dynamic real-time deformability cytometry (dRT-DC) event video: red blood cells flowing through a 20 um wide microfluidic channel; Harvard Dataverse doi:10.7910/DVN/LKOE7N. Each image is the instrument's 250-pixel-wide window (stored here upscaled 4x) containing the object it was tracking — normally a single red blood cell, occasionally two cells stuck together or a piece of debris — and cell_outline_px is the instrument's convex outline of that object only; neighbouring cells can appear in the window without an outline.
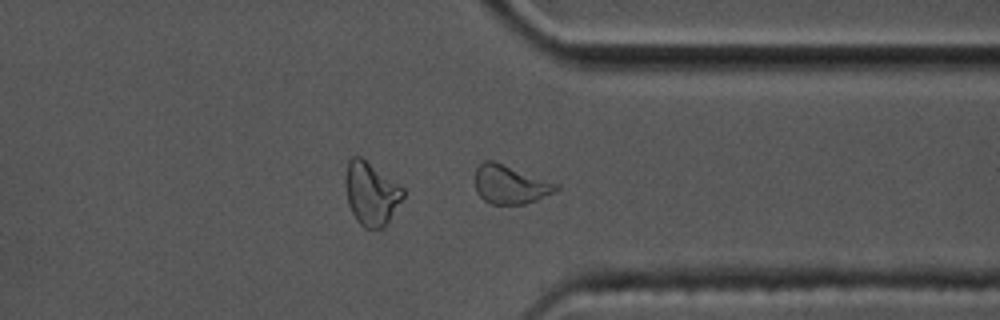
{"species": "common noctule bat (a hibernating species)", "species_latin": "Nyctalus noctula", "temperature_condition": "cold", "stored_images_in_passage": 55, "segment_of_instrument_passage": [2, 2], "camera_frame_rate_fps": 3000, "um_per_image_px": 0.085, "animal": {"sex": "male", "body_mass_g": 17.5, "forearm_length_mm": 52.3}, "frame": {"image": 1, "passage_image": 42, "time_ms": 13.667, "image_size_px": [1000, 320], "cell_outline_px": [[560, 188], [536, 200], [524, 204], [492, 204], [484, 200], [476, 192], [476, 168], [484, 160], [492, 160], [560, 184]], "centroid_in_image_um": [43.36, 15.68], "position_along_channel_um": 368.0, "area_um2": 18.09}}
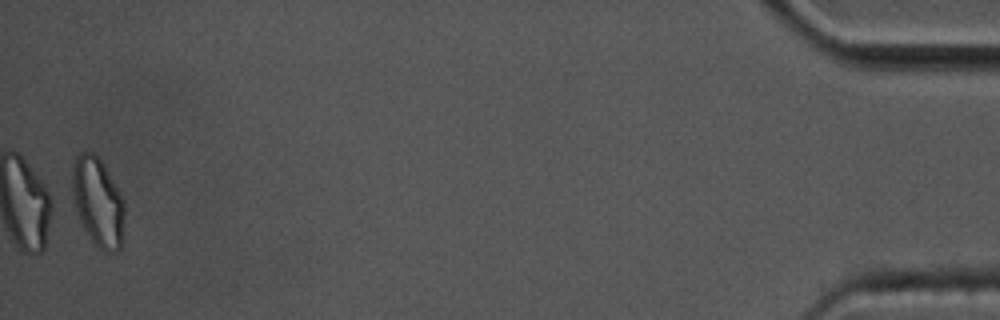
{"frame": {"image": 2, "passage_image": 55, "time_ms": 18.0, "image_size_px": [1000, 320], "cell_outline_px": [[124, 212], [120, 248], [116, 252], [104, 252], [92, 240], [80, 224], [68, 200], [72, 172], [76, 156], [84, 148], [92, 152], [104, 164], [124, 204]], "centroid_in_image_um": [8.21, 17.14], "position_along_channel_um": 427.0, "area_um2": 27.69}}